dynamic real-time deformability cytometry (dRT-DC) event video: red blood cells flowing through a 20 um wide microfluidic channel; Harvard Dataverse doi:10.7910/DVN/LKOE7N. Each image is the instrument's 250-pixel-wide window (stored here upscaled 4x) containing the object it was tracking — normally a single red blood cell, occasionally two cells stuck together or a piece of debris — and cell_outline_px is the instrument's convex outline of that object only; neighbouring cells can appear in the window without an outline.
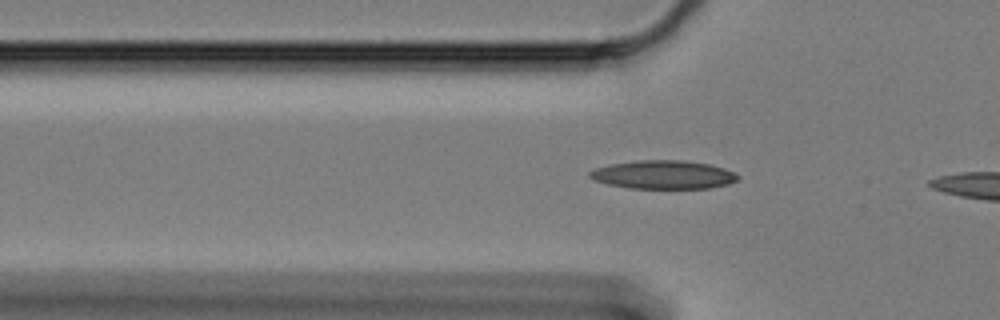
{"species": "Egyptian fruit bat (a non-hibernating species)", "species_latin": "Rousettus aegyptiacus", "temperature_condition": "cold", "stored_images_in_passage": 20, "camera_frame_rate_fps": 3000, "um_per_image_px": 0.085, "animal": {"sex": "female"}, "frame": {"image": 1, "passage_image": 9, "time_ms": 2.667, "image_size_px": [1000, 320], "cell_outline_px": [[740, 176], [736, 180], [728, 184], [712, 188], [628, 188], [608, 184], [592, 180], [588, 176], [588, 172], [596, 168], [608, 164], [636, 160], [684, 160], [708, 164], [724, 168]], "centroid_in_image_um": [56.34, 14.84], "position_along_channel_um": 69.5, "area_um2": 24.68}}
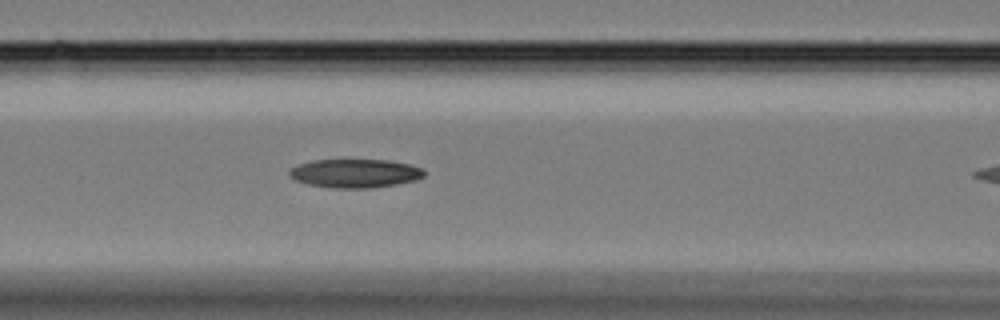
{"frame": {"image": 2, "passage_image": 15, "time_ms": 4.667, "image_size_px": [1000, 320], "cell_outline_px": [[424, 176], [416, 180], [396, 184], [372, 188], [336, 188], [308, 184], [296, 180], [288, 176], [288, 172], [292, 168], [300, 164], [312, 160], [388, 160], [408, 164], [424, 168]], "centroid_in_image_um": [30.19, 14.73], "position_along_channel_um": 136.4, "area_um2": 22.43}}
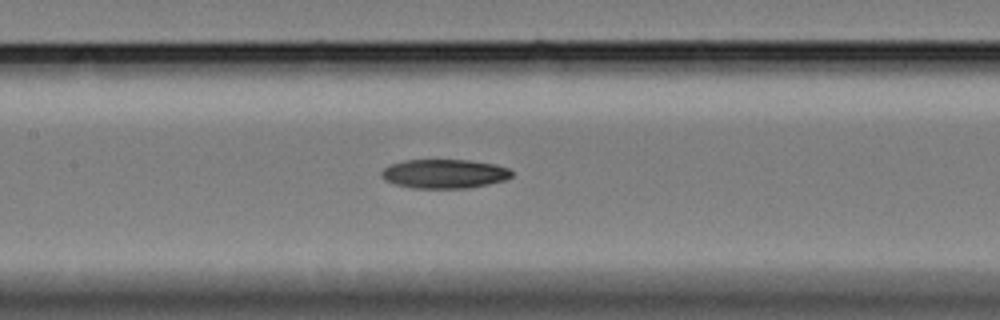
{"frame": {"image": 3, "passage_image": 18, "time_ms": 5.667, "image_size_px": [1000, 320], "cell_outline_px": [[512, 176], [504, 180], [488, 184], [464, 188], [412, 188], [396, 184], [384, 180], [380, 176], [380, 172], [388, 164], [404, 160], [468, 160], [496, 164], [508, 168], [512, 172]], "centroid_in_image_um": [37.73, 14.76], "position_along_channel_um": 169.7, "area_um2": 22.14}}